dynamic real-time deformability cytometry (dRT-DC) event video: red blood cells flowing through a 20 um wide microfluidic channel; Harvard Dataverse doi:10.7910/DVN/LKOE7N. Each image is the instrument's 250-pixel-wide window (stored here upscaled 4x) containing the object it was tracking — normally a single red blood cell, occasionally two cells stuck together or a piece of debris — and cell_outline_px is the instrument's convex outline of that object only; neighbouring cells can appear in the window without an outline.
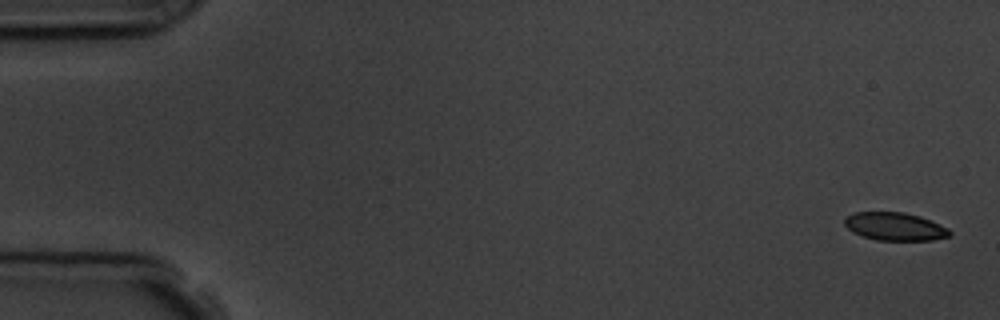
{"species": "common noctule bat (a hibernating species)", "species_latin": "Nyctalus noctula", "temperature_condition": "room temperature", "stored_images_in_passage": 6, "segment_of_instrument_passage": [1, 2], "camera_frame_rate_fps": 3000, "um_per_image_px": 0.085, "animal": {"sex": "male", "body_mass_g": 19.5, "forearm_length_mm": 54.6}, "frame": {"image": 1, "passage_image": 1, "time_ms": 0.0, "image_size_px": [1000, 320], "cell_outline_px": [[952, 236], [932, 240], [876, 240], [852, 232], [844, 224], [844, 216], [852, 212], [904, 212], [920, 216], [940, 224], [948, 228], [952, 232]], "centroid_in_image_um": [76.07, 19.24], "position_along_channel_um": 8.9, "area_um2": 17.34}}